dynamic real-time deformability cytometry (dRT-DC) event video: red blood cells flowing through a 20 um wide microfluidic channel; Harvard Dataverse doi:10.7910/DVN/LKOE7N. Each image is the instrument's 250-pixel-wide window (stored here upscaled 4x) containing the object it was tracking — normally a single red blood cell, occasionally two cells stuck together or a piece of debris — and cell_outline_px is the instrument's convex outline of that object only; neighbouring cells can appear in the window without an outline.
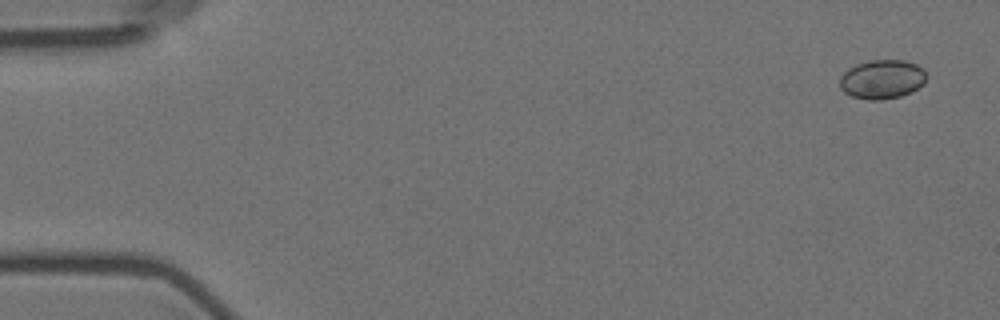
{"species": "Egyptian fruit bat (a non-hibernating species)", "species_latin": "Rousettus aegyptiacus", "temperature_condition": "room temperature", "stored_images_in_passage": 15, "camera_frame_rate_fps": 3000, "um_per_image_px": 0.085, "animal": {"sex": "female"}, "frame": {"image": 1, "passage_image": 1, "time_ms": 0.0, "image_size_px": [1000, 320], "cell_outline_px": [[928, 76], [924, 84], [912, 92], [900, 96], [880, 100], [868, 100], [852, 96], [844, 92], [840, 88], [840, 76], [848, 68], [856, 64], [872, 60], [904, 60], [916, 64], [924, 68]], "centroid_in_image_um": [75.01, 6.74], "position_along_channel_um": 10.0, "area_um2": 20.0}}
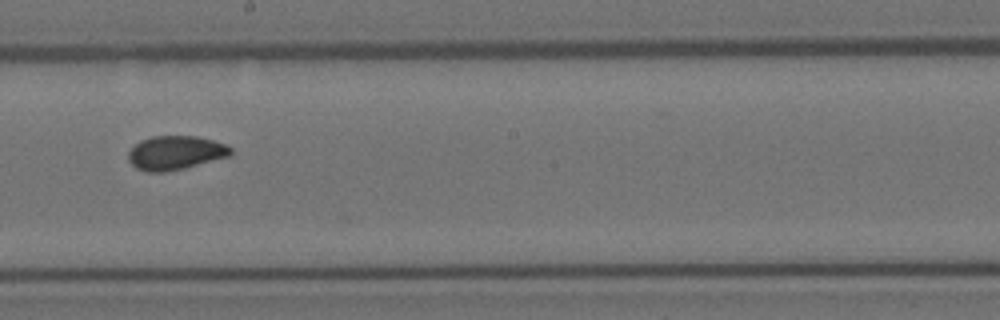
{"frame": {"image": 2, "passage_image": 9, "time_ms": 10.0, "image_size_px": [1000, 320], "cell_outline_px": [[232, 152], [228, 156], [184, 168], [164, 172], [144, 172], [136, 168], [128, 160], [128, 152], [140, 140], [152, 136], [196, 136], [212, 140], [224, 144], [232, 148]], "centroid_in_image_um": [14.87, 12.99], "position_along_channel_um": 233.3, "area_um2": 20.11}}
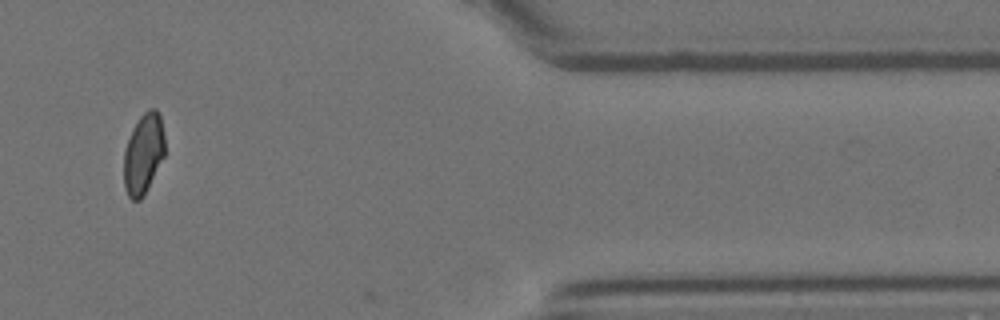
{"frame": {"image": 3, "passage_image": 14, "time_ms": 15.667, "image_size_px": [1000, 320], "cell_outline_px": [[164, 156], [144, 196], [140, 200], [132, 200], [128, 196], [124, 188], [124, 152], [132, 128], [140, 116], [148, 108], [156, 108], [160, 112], [164, 136]], "centroid_in_image_um": [12.19, 13.05], "position_along_channel_um": 399.2, "area_um2": 19.36}, "authors_computed_cell_mechanics": {"area_um2": 19.5942, "velocity_mm_per_s": 3.5694, "shape_relaxation_time_tau1_ms": 3.1299, "shape_relaxation_time_tau2_ms": 1.9801, "deformation_change_tau1": 0.087, "deformation_change_tau2": 0.039}}